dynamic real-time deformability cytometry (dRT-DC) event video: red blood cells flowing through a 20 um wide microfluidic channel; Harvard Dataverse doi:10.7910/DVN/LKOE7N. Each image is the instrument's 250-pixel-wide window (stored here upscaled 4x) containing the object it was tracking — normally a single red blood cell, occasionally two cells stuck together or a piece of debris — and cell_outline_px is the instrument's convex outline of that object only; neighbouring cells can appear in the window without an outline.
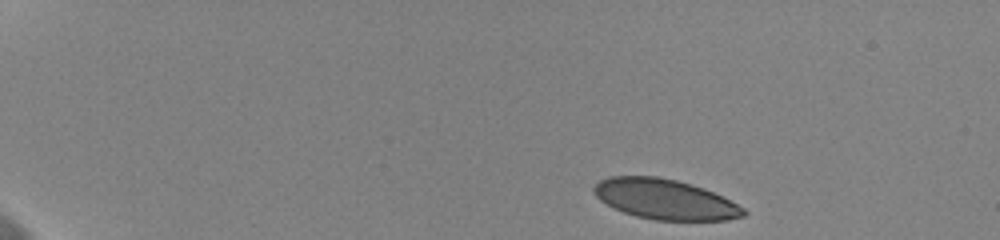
{"species": "human", "species_latin": "Homo sapiens", "temperature_condition": "cold", "stored_images_in_passage": 37, "camera_frame_rate_fps": 3000, "um_per_image_px": 0.085, "donor": {"sex": "female"}, "frame": {"image": 1, "passage_image": 1, "time_ms": 0.0, "image_size_px": [1000, 240], "cell_outline_px": [[748, 212], [744, 216], [728, 220], [656, 220], [636, 216], [612, 208], [600, 200], [596, 196], [592, 188], [600, 180], [608, 176], [656, 176], [676, 180], [692, 184], [704, 188], [744, 208]], "centroid_in_image_um": [56.49, 16.94], "position_along_channel_um": 28.5, "area_um2": 34.91}}
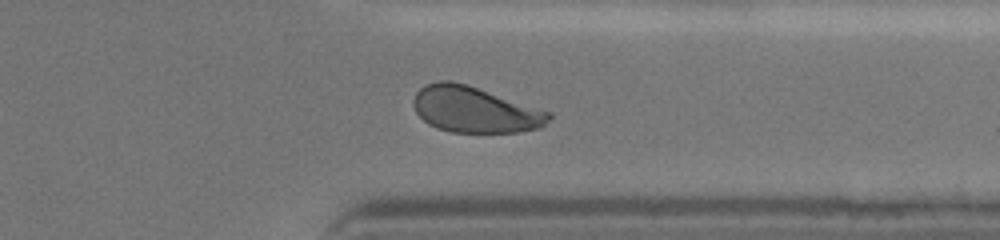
{"frame": {"image": 2, "passage_image": 27, "time_ms": 8.667, "image_size_px": [1000, 240], "cell_outline_px": [[552, 116], [540, 128], [516, 132], [452, 132], [436, 128], [428, 124], [416, 112], [412, 104], [412, 100], [416, 92], [424, 84], [440, 80], [452, 80], [468, 84], [552, 112]], "centroid_in_image_um": [40.33, 9.3], "position_along_channel_um": 371.1, "area_um2": 36.59}}
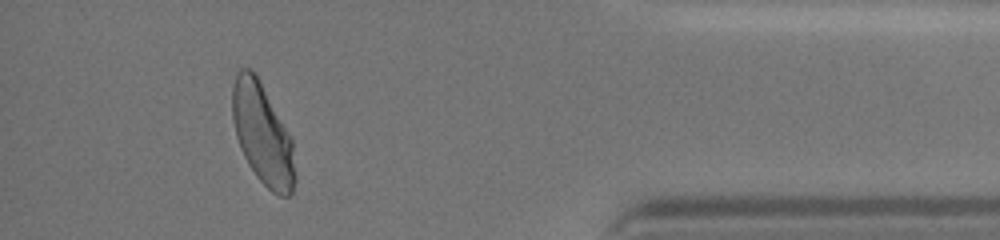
{"frame": {"image": 3, "passage_image": 33, "time_ms": 10.667, "image_size_px": [1000, 240], "cell_outline_px": [[296, 180], [292, 192], [288, 196], [280, 196], [272, 192], [256, 176], [248, 164], [240, 148], [236, 136], [232, 120], [232, 88], [236, 72], [240, 68], [252, 68], [256, 72], [292, 140], [296, 176]], "centroid_in_image_um": [22.3, 11.38], "position_along_channel_um": 412.9, "area_um2": 37.05}}